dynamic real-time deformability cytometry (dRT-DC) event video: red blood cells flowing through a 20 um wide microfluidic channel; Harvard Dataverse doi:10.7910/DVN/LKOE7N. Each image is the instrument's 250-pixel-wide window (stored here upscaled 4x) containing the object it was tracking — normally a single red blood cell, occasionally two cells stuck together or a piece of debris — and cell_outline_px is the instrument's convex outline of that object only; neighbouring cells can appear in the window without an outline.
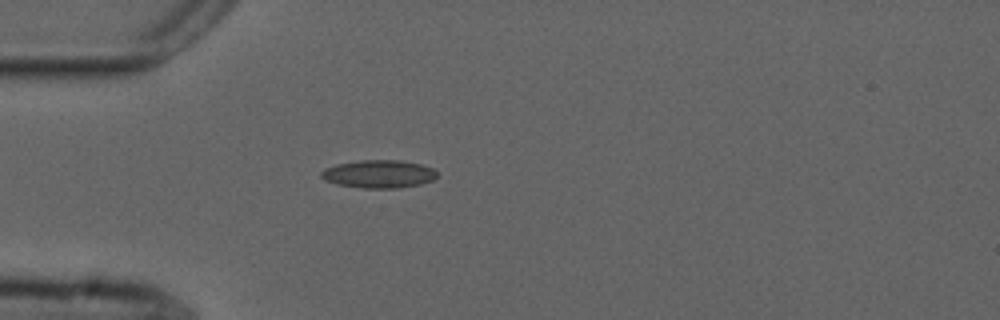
{"species": "common noctule bat (a hibernating species)", "species_latin": "Nyctalus noctula", "temperature_condition": "cold", "stored_images_in_passage": 40, "camera_frame_rate_fps": 3000, "um_per_image_px": 0.085, "animal": {"sex": "male", "forearm_length_mm": 52.5}, "frame": {"image": 1, "passage_image": 1, "time_ms": 0.0, "image_size_px": [1000, 320], "cell_outline_px": [[436, 176], [432, 180], [420, 184], [400, 188], [364, 188], [336, 184], [324, 180], [320, 176], [320, 172], [324, 168], [336, 164], [360, 160], [400, 160], [420, 164], [432, 168], [436, 172]], "centroid_in_image_um": [32.15, 14.79], "position_along_channel_um": 52.8, "area_um2": 18.9}}
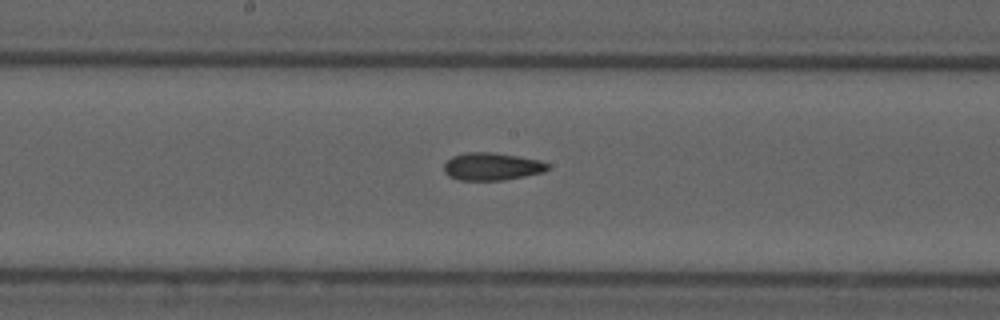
{"frame": {"image": 2, "passage_image": 14, "time_ms": 4.333, "image_size_px": [1000, 320], "cell_outline_px": [[548, 168], [544, 172], [504, 180], [456, 180], [448, 176], [444, 172], [444, 164], [452, 156], [468, 152], [492, 152], [520, 156], [540, 160], [548, 164]], "centroid_in_image_um": [41.79, 14.15], "position_along_channel_um": 206.4, "area_um2": 16.76}}
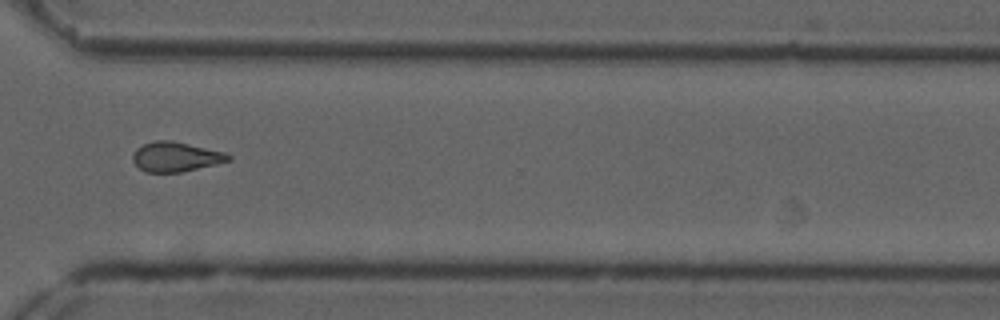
{"frame": {"image": 3, "passage_image": 26, "time_ms": 8.333, "image_size_px": [1000, 320], "cell_outline_px": [[232, 160], [216, 164], [180, 172], [144, 172], [132, 160], [132, 156], [136, 148], [144, 144], [156, 140], [172, 140], [224, 152], [232, 156]], "centroid_in_image_um": [14.93, 13.32], "position_along_channel_um": 355.7, "area_um2": 16.47}, "authors_computed_cell_mechanics": {"area_um2": 16.6753, "velocity_mm_per_s": 3.7457, "shape_relaxation_time_tau1_ms": null, "shape_relaxation_time_tau2_ms": 5.4712, "deformation_change_tau1": null, "deformation_change_tau2": 0.131}}